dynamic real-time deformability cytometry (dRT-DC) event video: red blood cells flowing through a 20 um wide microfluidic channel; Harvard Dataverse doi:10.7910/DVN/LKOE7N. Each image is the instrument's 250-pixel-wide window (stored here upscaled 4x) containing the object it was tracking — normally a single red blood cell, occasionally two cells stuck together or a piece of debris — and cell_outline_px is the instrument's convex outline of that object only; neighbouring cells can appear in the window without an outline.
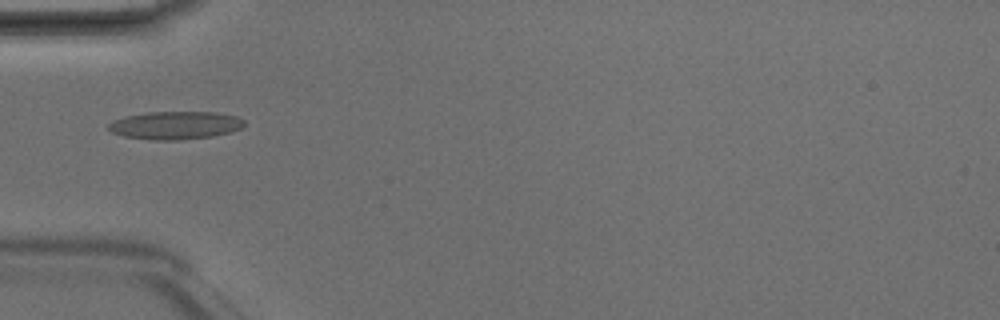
{"species": "Egyptian fruit bat (a non-hibernating species)", "species_latin": "Rousettus aegyptiacus", "temperature_condition": "room temperature", "stored_images_in_passage": 4, "camera_frame_rate_fps": 3000, "um_per_image_px": 0.085, "animal": {"sex": "male"}, "frame": {"image": 1, "passage_image": 4, "time_ms": 1.0, "image_size_px": [1000, 320], "cell_outline_px": [[244, 124], [240, 128], [228, 132], [212, 136], [176, 140], [152, 140], [124, 136], [112, 132], [108, 128], [108, 124], [112, 120], [124, 116], [144, 112], [216, 112], [236, 116], [244, 120]], "centroid_in_image_um": [14.85, 10.64], "position_along_channel_um": 70.2, "area_um2": 22.08}}